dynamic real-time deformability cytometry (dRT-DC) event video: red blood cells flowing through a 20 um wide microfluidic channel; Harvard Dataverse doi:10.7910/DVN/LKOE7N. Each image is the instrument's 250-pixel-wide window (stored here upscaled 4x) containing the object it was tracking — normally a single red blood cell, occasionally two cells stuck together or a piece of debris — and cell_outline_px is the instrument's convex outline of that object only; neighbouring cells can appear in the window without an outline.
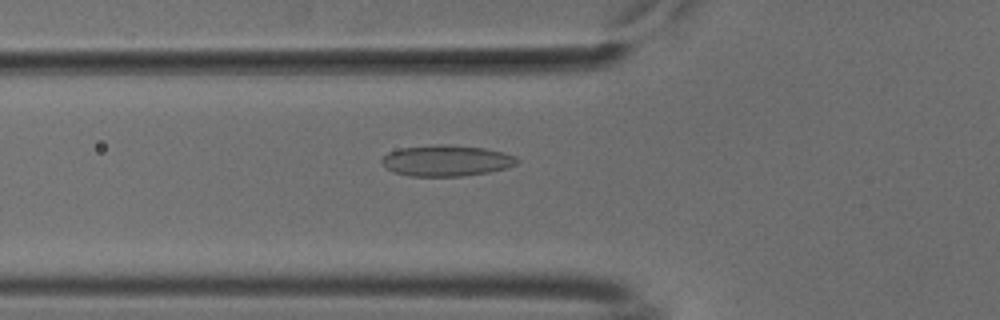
{"species": "common noctule bat (a hibernating species)", "species_latin": "Nyctalus noctula", "temperature_condition": "cold", "stored_images_in_passage": 47, "camera_frame_rate_fps": 3000, "um_per_image_px": 0.085, "animal": {"sex": "male", "body_mass_g": 18.8}, "frame": {"image": 1, "passage_image": 13, "time_ms": 4.0, "image_size_px": [1000, 320], "cell_outline_px": [[520, 160], [516, 164], [508, 168], [488, 172], [464, 176], [408, 176], [392, 172], [384, 168], [380, 164], [380, 160], [388, 152], [400, 148], [436, 144], [444, 144], [484, 148], [504, 152], [516, 156]], "centroid_in_image_um": [37.91, 13.66], "position_along_channel_um": 87.9, "area_um2": 24.85}}
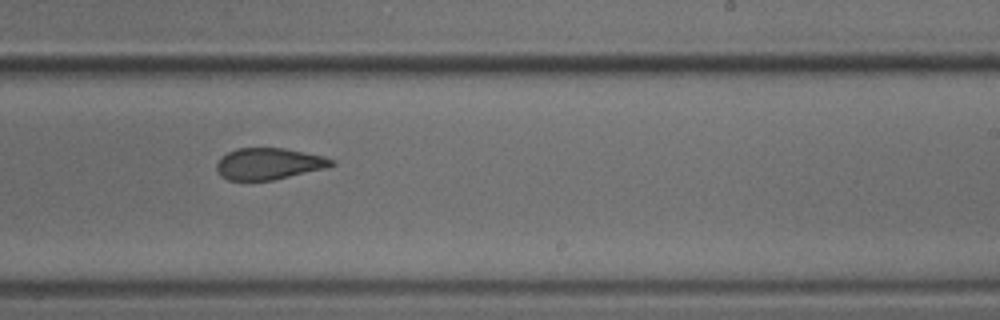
{"frame": {"image": 2, "passage_image": 27, "time_ms": 8.667, "image_size_px": [1000, 320], "cell_outline_px": [[336, 164], [328, 168], [272, 180], [228, 180], [220, 176], [216, 172], [216, 164], [228, 152], [236, 148], [284, 148], [324, 156], [336, 160]], "centroid_in_image_um": [22.88, 13.92], "position_along_channel_um": 266.1, "area_um2": 21.21}}
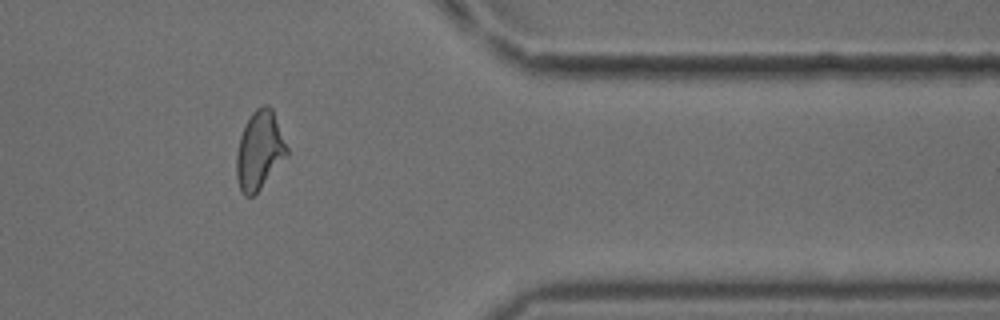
{"frame": {"image": 3, "passage_image": 38, "time_ms": 12.333, "image_size_px": [1000, 320], "cell_outline_px": [[288, 156], [260, 188], [252, 196], [244, 196], [240, 188], [236, 176], [236, 156], [240, 136], [252, 112], [256, 108], [264, 104], [268, 104], [272, 108], [288, 148]], "centroid_in_image_um": [22.06, 12.77], "position_along_channel_um": 389.3, "area_um2": 22.89}, "authors_computed_cell_mechanics": {"area_um2": 22.3108, "velocity_mm_per_s": 3.8059, "shape_relaxation_time_tau1_ms": null, "shape_relaxation_time_tau2_ms": 2.3335, "deformation_change_tau1": null, "deformation_change_tau2": 0.096}}